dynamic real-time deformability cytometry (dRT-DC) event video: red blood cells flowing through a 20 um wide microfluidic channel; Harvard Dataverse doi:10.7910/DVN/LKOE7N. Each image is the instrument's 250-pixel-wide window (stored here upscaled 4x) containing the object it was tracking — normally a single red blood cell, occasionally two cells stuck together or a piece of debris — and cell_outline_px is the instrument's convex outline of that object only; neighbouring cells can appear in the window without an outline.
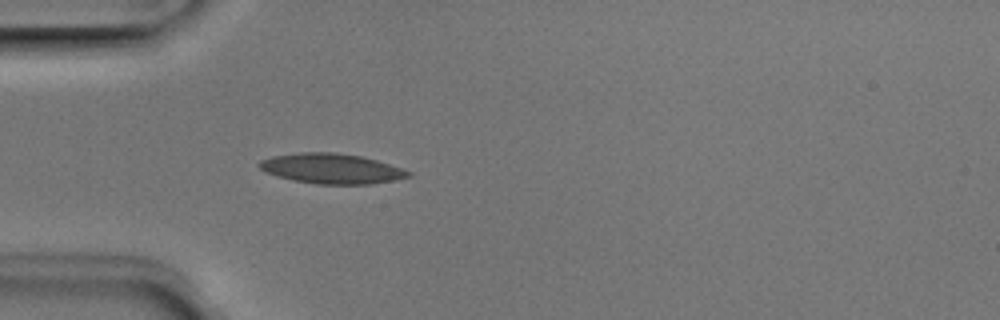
{"species": "Egyptian fruit bat (a non-hibernating species)", "species_latin": "Rousettus aegyptiacus", "temperature_condition": "room temperature", "stored_images_in_passage": 35, "camera_frame_rate_fps": 3000, "um_per_image_px": 0.085, "animal": {"sex": "male"}, "frame": {"image": 1, "passage_image": 5, "time_ms": 1.333, "image_size_px": [1000, 320], "cell_outline_px": [[412, 176], [392, 180], [368, 184], [316, 184], [292, 180], [276, 176], [264, 172], [256, 164], [260, 160], [272, 156], [300, 152], [332, 152], [360, 156], [376, 160], [412, 172]], "centroid_in_image_um": [28.11, 14.33], "position_along_channel_um": 56.9, "area_um2": 26.07}}
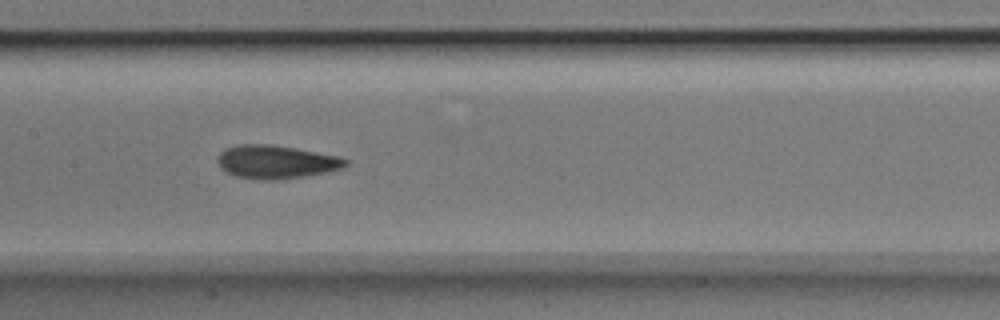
{"frame": {"image": 2, "passage_image": 15, "time_ms": 4.667, "image_size_px": [1000, 320], "cell_outline_px": [[348, 164], [340, 168], [324, 172], [304, 176], [280, 180], [256, 180], [236, 176], [220, 168], [216, 160], [220, 152], [224, 148], [236, 144], [272, 144], [296, 148], [336, 156], [348, 160]], "centroid_in_image_um": [23.39, 13.76], "position_along_channel_um": 184.0, "area_um2": 24.91}}
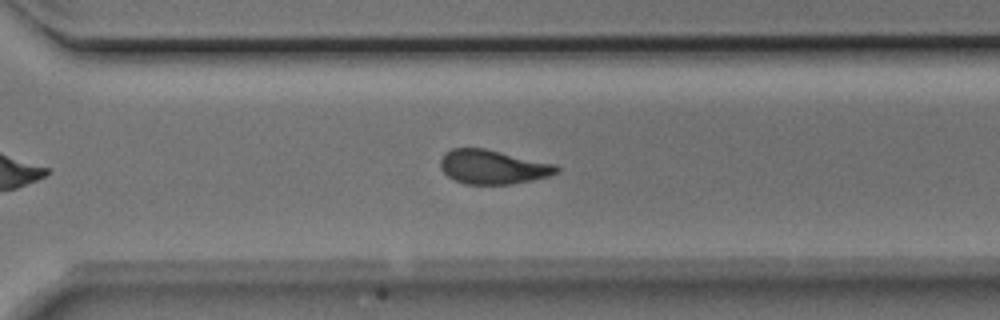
{"frame": {"image": 3, "passage_image": 26, "time_ms": 8.333, "image_size_px": [1000, 320], "cell_outline_px": [[560, 172], [548, 176], [532, 180], [512, 184], [464, 184], [448, 176], [440, 168], [440, 160], [444, 152], [452, 148], [484, 148], [556, 164], [560, 168]], "centroid_in_image_um": [41.89, 14.19], "position_along_channel_um": 328.7, "area_um2": 23.18}, "authors_computed_cell_mechanics": {"area_um2": 23.987, "velocity_mm_per_s": 3.9625, "shape_relaxation_time_tau1_ms": 2.7086, "shape_relaxation_time_tau2_ms": 1.9209, "deformation_change_tau1": 0.1209, "deformation_change_tau2": 0.0849}}